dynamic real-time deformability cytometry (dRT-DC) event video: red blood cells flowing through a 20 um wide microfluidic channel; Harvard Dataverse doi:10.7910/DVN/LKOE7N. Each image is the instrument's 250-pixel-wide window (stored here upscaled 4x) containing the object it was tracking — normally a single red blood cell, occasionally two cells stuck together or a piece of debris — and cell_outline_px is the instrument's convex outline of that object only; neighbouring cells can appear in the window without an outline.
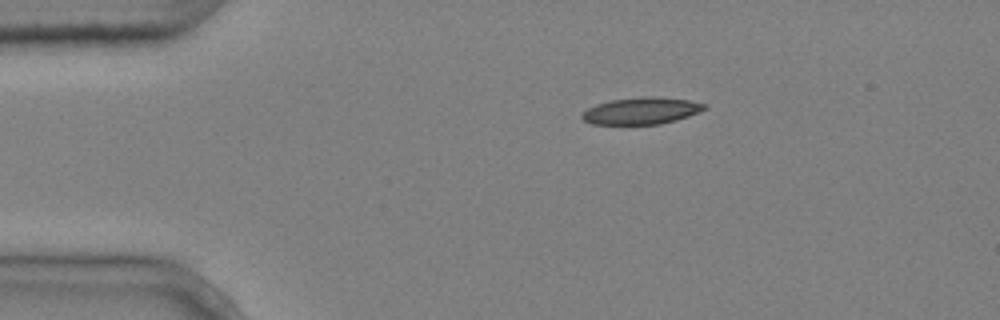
{"species": "common noctule bat (a hibernating species)", "species_latin": "Nyctalus noctula", "temperature_condition": "cold", "stored_images_in_passage": 9, "camera_frame_rate_fps": 3000, "um_per_image_px": 0.085, "animal": {"sex": "male", "body_mass_g": 20.4}, "frame": {"image": 1, "passage_image": 1, "time_ms": 0.0, "image_size_px": [1000, 320], "cell_outline_px": [[708, 108], [688, 116], [676, 120], [660, 124], [592, 124], [584, 120], [580, 116], [588, 108], [596, 104], [612, 100], [640, 96], [652, 96], [688, 100], [708, 104]], "centroid_in_image_um": [54.54, 9.41], "position_along_channel_um": 30.5, "area_um2": 19.13}}
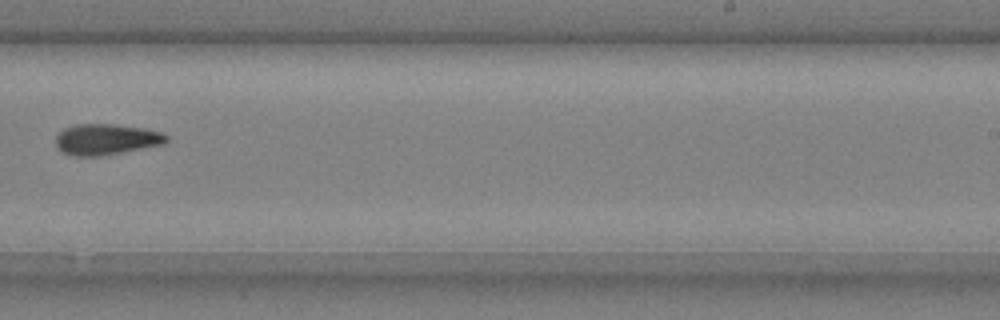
{"frame": {"image": 2, "passage_image": 8, "time_ms": 2.333, "image_size_px": [1000, 320], "cell_outline_px": [[168, 140], [164, 144], [100, 156], [72, 156], [64, 152], [56, 144], [56, 136], [64, 128], [76, 124], [116, 124], [144, 128], [164, 132], [168, 136]], "centroid_in_image_um": [9.06, 11.83], "position_along_channel_um": 279.9, "area_um2": 19.94}}
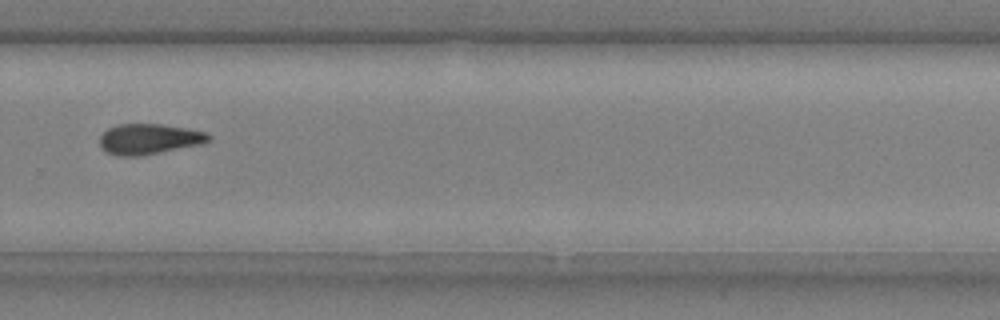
{"frame": {"image": 3, "passage_image": 9, "time_ms": 2.667, "image_size_px": [1000, 320], "cell_outline_px": [[212, 140], [204, 144], [140, 156], [116, 156], [100, 148], [100, 136], [108, 128], [116, 124], [160, 124], [188, 128], [208, 132], [212, 136]], "centroid_in_image_um": [12.72, 11.82], "position_along_channel_um": 317.1, "area_um2": 19.71}}